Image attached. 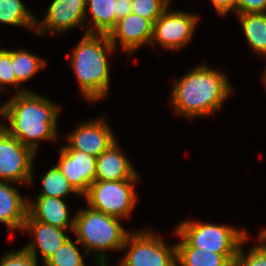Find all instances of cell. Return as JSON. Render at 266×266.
<instances>
[{"mask_svg":"<svg viewBox=\"0 0 266 266\" xmlns=\"http://www.w3.org/2000/svg\"><path fill=\"white\" fill-rule=\"evenodd\" d=\"M17 93L0 107V114L10 125L2 127L23 145L35 153L40 140L57 139V118L60 107L45 96L25 88H16ZM10 126V127H9Z\"/></svg>","mask_w":266,"mask_h":266,"instance_id":"obj_1","label":"cell"},{"mask_svg":"<svg viewBox=\"0 0 266 266\" xmlns=\"http://www.w3.org/2000/svg\"><path fill=\"white\" fill-rule=\"evenodd\" d=\"M232 90L224 72L201 64L175 81L171 102L181 116H209L222 108Z\"/></svg>","mask_w":266,"mask_h":266,"instance_id":"obj_2","label":"cell"},{"mask_svg":"<svg viewBox=\"0 0 266 266\" xmlns=\"http://www.w3.org/2000/svg\"><path fill=\"white\" fill-rule=\"evenodd\" d=\"M115 50L107 34L85 33L70 55L82 95L94 102L109 92L110 71L106 55Z\"/></svg>","mask_w":266,"mask_h":266,"instance_id":"obj_3","label":"cell"},{"mask_svg":"<svg viewBox=\"0 0 266 266\" xmlns=\"http://www.w3.org/2000/svg\"><path fill=\"white\" fill-rule=\"evenodd\" d=\"M74 233L78 244L86 249L84 255L95 254L94 261L108 260L105 251H122L129 232L120 223V218L94 210L88 205L75 215Z\"/></svg>","mask_w":266,"mask_h":266,"instance_id":"obj_4","label":"cell"},{"mask_svg":"<svg viewBox=\"0 0 266 266\" xmlns=\"http://www.w3.org/2000/svg\"><path fill=\"white\" fill-rule=\"evenodd\" d=\"M175 231L191 247L222 254L232 264L240 244L248 236L242 229L192 220L178 223Z\"/></svg>","mask_w":266,"mask_h":266,"instance_id":"obj_5","label":"cell"},{"mask_svg":"<svg viewBox=\"0 0 266 266\" xmlns=\"http://www.w3.org/2000/svg\"><path fill=\"white\" fill-rule=\"evenodd\" d=\"M138 180H95L84 195L87 205L94 210L125 219L130 216L135 207L137 195L134 184Z\"/></svg>","mask_w":266,"mask_h":266,"instance_id":"obj_6","label":"cell"},{"mask_svg":"<svg viewBox=\"0 0 266 266\" xmlns=\"http://www.w3.org/2000/svg\"><path fill=\"white\" fill-rule=\"evenodd\" d=\"M125 249L128 252L120 261L124 266H177L176 245L167 247L151 229L129 232L122 250Z\"/></svg>","mask_w":266,"mask_h":266,"instance_id":"obj_7","label":"cell"},{"mask_svg":"<svg viewBox=\"0 0 266 266\" xmlns=\"http://www.w3.org/2000/svg\"><path fill=\"white\" fill-rule=\"evenodd\" d=\"M35 152L0 127V181L30 185Z\"/></svg>","mask_w":266,"mask_h":266,"instance_id":"obj_8","label":"cell"},{"mask_svg":"<svg viewBox=\"0 0 266 266\" xmlns=\"http://www.w3.org/2000/svg\"><path fill=\"white\" fill-rule=\"evenodd\" d=\"M199 16L183 11H170L169 7L153 23V36L150 45L160 44L168 50L185 47L193 37Z\"/></svg>","mask_w":266,"mask_h":266,"instance_id":"obj_9","label":"cell"},{"mask_svg":"<svg viewBox=\"0 0 266 266\" xmlns=\"http://www.w3.org/2000/svg\"><path fill=\"white\" fill-rule=\"evenodd\" d=\"M86 0H53L42 21H36L35 33H63L74 27L83 29L86 18Z\"/></svg>","mask_w":266,"mask_h":266,"instance_id":"obj_10","label":"cell"},{"mask_svg":"<svg viewBox=\"0 0 266 266\" xmlns=\"http://www.w3.org/2000/svg\"><path fill=\"white\" fill-rule=\"evenodd\" d=\"M68 144L63 150H79L98 157L116 141L112 130L101 117L80 124L72 133L67 135Z\"/></svg>","mask_w":266,"mask_h":266,"instance_id":"obj_11","label":"cell"},{"mask_svg":"<svg viewBox=\"0 0 266 266\" xmlns=\"http://www.w3.org/2000/svg\"><path fill=\"white\" fill-rule=\"evenodd\" d=\"M60 159L56 166L73 188L84 196L96 178L97 157L79 150L59 149Z\"/></svg>","mask_w":266,"mask_h":266,"instance_id":"obj_12","label":"cell"},{"mask_svg":"<svg viewBox=\"0 0 266 266\" xmlns=\"http://www.w3.org/2000/svg\"><path fill=\"white\" fill-rule=\"evenodd\" d=\"M152 36L153 23L133 13L118 20L108 34L109 40L115 49L117 41L120 40L122 50L129 53H132L144 44L149 45Z\"/></svg>","mask_w":266,"mask_h":266,"instance_id":"obj_13","label":"cell"},{"mask_svg":"<svg viewBox=\"0 0 266 266\" xmlns=\"http://www.w3.org/2000/svg\"><path fill=\"white\" fill-rule=\"evenodd\" d=\"M22 230L30 232V234L35 237V240L29 242L23 248L37 261V249L39 248V252L43 257L44 263L58 250L61 245L70 239L67 236L68 230L60 229L41 221H37L28 213Z\"/></svg>","mask_w":266,"mask_h":266,"instance_id":"obj_14","label":"cell"},{"mask_svg":"<svg viewBox=\"0 0 266 266\" xmlns=\"http://www.w3.org/2000/svg\"><path fill=\"white\" fill-rule=\"evenodd\" d=\"M35 201L28 198L27 213L35 220L60 229L74 231L75 218L69 217L64 199L37 196Z\"/></svg>","mask_w":266,"mask_h":266,"instance_id":"obj_15","label":"cell"},{"mask_svg":"<svg viewBox=\"0 0 266 266\" xmlns=\"http://www.w3.org/2000/svg\"><path fill=\"white\" fill-rule=\"evenodd\" d=\"M131 161L120 151L117 140L97 157L96 178L98 181H121L139 179Z\"/></svg>","mask_w":266,"mask_h":266,"instance_id":"obj_16","label":"cell"},{"mask_svg":"<svg viewBox=\"0 0 266 266\" xmlns=\"http://www.w3.org/2000/svg\"><path fill=\"white\" fill-rule=\"evenodd\" d=\"M11 184L0 181V222L4 223L10 232L23 229L28 205V199H24L18 188Z\"/></svg>","mask_w":266,"mask_h":266,"instance_id":"obj_17","label":"cell"},{"mask_svg":"<svg viewBox=\"0 0 266 266\" xmlns=\"http://www.w3.org/2000/svg\"><path fill=\"white\" fill-rule=\"evenodd\" d=\"M181 239L176 245L177 266H233L222 254L191 247L176 231Z\"/></svg>","mask_w":266,"mask_h":266,"instance_id":"obj_18","label":"cell"},{"mask_svg":"<svg viewBox=\"0 0 266 266\" xmlns=\"http://www.w3.org/2000/svg\"><path fill=\"white\" fill-rule=\"evenodd\" d=\"M86 5V9L89 8V11H85V16H87V12H90L92 21V26L89 24L86 27V33L108 35L116 25V0H86Z\"/></svg>","mask_w":266,"mask_h":266,"instance_id":"obj_19","label":"cell"},{"mask_svg":"<svg viewBox=\"0 0 266 266\" xmlns=\"http://www.w3.org/2000/svg\"><path fill=\"white\" fill-rule=\"evenodd\" d=\"M237 15L249 46L255 53L266 56V13Z\"/></svg>","mask_w":266,"mask_h":266,"instance_id":"obj_20","label":"cell"},{"mask_svg":"<svg viewBox=\"0 0 266 266\" xmlns=\"http://www.w3.org/2000/svg\"><path fill=\"white\" fill-rule=\"evenodd\" d=\"M36 21L22 0H0V23L35 30Z\"/></svg>","mask_w":266,"mask_h":266,"instance_id":"obj_21","label":"cell"},{"mask_svg":"<svg viewBox=\"0 0 266 266\" xmlns=\"http://www.w3.org/2000/svg\"><path fill=\"white\" fill-rule=\"evenodd\" d=\"M11 62L13 64L17 86L20 83L31 79L43 67L46 61L27 50H11Z\"/></svg>","mask_w":266,"mask_h":266,"instance_id":"obj_22","label":"cell"},{"mask_svg":"<svg viewBox=\"0 0 266 266\" xmlns=\"http://www.w3.org/2000/svg\"><path fill=\"white\" fill-rule=\"evenodd\" d=\"M40 180L43 188L37 196H49L60 199H66L69 193L80 196L56 165L52 166Z\"/></svg>","mask_w":266,"mask_h":266,"instance_id":"obj_23","label":"cell"},{"mask_svg":"<svg viewBox=\"0 0 266 266\" xmlns=\"http://www.w3.org/2000/svg\"><path fill=\"white\" fill-rule=\"evenodd\" d=\"M75 239H71L61 245L58 250L43 264V266H85L82 254L76 247Z\"/></svg>","mask_w":266,"mask_h":266,"instance_id":"obj_24","label":"cell"},{"mask_svg":"<svg viewBox=\"0 0 266 266\" xmlns=\"http://www.w3.org/2000/svg\"><path fill=\"white\" fill-rule=\"evenodd\" d=\"M170 0H132V13L154 23L169 7Z\"/></svg>","mask_w":266,"mask_h":266,"instance_id":"obj_25","label":"cell"},{"mask_svg":"<svg viewBox=\"0 0 266 266\" xmlns=\"http://www.w3.org/2000/svg\"><path fill=\"white\" fill-rule=\"evenodd\" d=\"M247 240L248 237L240 244L233 266H266V251L261 246L258 244L252 246L246 254L242 250V246Z\"/></svg>","mask_w":266,"mask_h":266,"instance_id":"obj_26","label":"cell"},{"mask_svg":"<svg viewBox=\"0 0 266 266\" xmlns=\"http://www.w3.org/2000/svg\"><path fill=\"white\" fill-rule=\"evenodd\" d=\"M7 84L17 86V80L11 62V50L0 49V92Z\"/></svg>","mask_w":266,"mask_h":266,"instance_id":"obj_27","label":"cell"},{"mask_svg":"<svg viewBox=\"0 0 266 266\" xmlns=\"http://www.w3.org/2000/svg\"><path fill=\"white\" fill-rule=\"evenodd\" d=\"M0 266H39L38 261L24 248L3 255Z\"/></svg>","mask_w":266,"mask_h":266,"instance_id":"obj_28","label":"cell"},{"mask_svg":"<svg viewBox=\"0 0 266 266\" xmlns=\"http://www.w3.org/2000/svg\"><path fill=\"white\" fill-rule=\"evenodd\" d=\"M266 13V0H238L236 14Z\"/></svg>","mask_w":266,"mask_h":266,"instance_id":"obj_29","label":"cell"},{"mask_svg":"<svg viewBox=\"0 0 266 266\" xmlns=\"http://www.w3.org/2000/svg\"><path fill=\"white\" fill-rule=\"evenodd\" d=\"M211 2L220 16L226 15L230 10L236 13L238 0H211Z\"/></svg>","mask_w":266,"mask_h":266,"instance_id":"obj_30","label":"cell"},{"mask_svg":"<svg viewBox=\"0 0 266 266\" xmlns=\"http://www.w3.org/2000/svg\"><path fill=\"white\" fill-rule=\"evenodd\" d=\"M117 2V12H116V22L128 14L132 13V0H116Z\"/></svg>","mask_w":266,"mask_h":266,"instance_id":"obj_31","label":"cell"},{"mask_svg":"<svg viewBox=\"0 0 266 266\" xmlns=\"http://www.w3.org/2000/svg\"><path fill=\"white\" fill-rule=\"evenodd\" d=\"M259 243H257L259 246H261L266 251V228L263 229L259 236Z\"/></svg>","mask_w":266,"mask_h":266,"instance_id":"obj_32","label":"cell"},{"mask_svg":"<svg viewBox=\"0 0 266 266\" xmlns=\"http://www.w3.org/2000/svg\"><path fill=\"white\" fill-rule=\"evenodd\" d=\"M106 262H107V260L105 259V260H96V263H97V265L98 266H108L107 264H106ZM120 264H118L117 266H124L121 262H119Z\"/></svg>","mask_w":266,"mask_h":266,"instance_id":"obj_33","label":"cell"},{"mask_svg":"<svg viewBox=\"0 0 266 266\" xmlns=\"http://www.w3.org/2000/svg\"><path fill=\"white\" fill-rule=\"evenodd\" d=\"M266 69V68H265ZM262 80L265 83L266 86V70L264 71V73L262 74Z\"/></svg>","mask_w":266,"mask_h":266,"instance_id":"obj_34","label":"cell"}]
</instances>
